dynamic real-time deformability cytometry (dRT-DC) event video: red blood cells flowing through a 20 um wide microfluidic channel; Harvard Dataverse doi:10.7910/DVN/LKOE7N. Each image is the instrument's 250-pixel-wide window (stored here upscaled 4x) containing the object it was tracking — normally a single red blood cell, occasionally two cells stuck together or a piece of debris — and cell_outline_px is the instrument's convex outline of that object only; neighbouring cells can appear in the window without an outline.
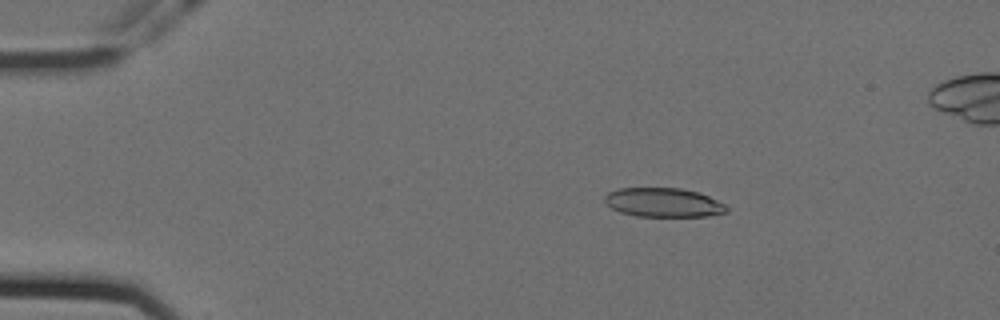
{"species": "Egyptian fruit bat (a non-hibernating species)", "species_latin": "Rousettus aegyptiacus", "temperature_condition": "cold", "stored_images_in_passage": 56, "camera_frame_rate_fps": 3000, "um_per_image_px": 0.085, "animal": {"sex": "female"}, "frame": {"image": 1, "passage_image": 10, "time_ms": 3.0, "image_size_px": [1000, 320], "cell_outline_px": [[728, 212], [708, 216], [636, 216], [620, 212], [612, 208], [604, 200], [604, 196], [608, 192], [620, 188], [680, 188], [696, 192], [708, 196], [724, 204], [728, 208]], "centroid_in_image_um": [56.38, 17.21], "position_along_channel_um": 28.6, "area_um2": 20.52}}
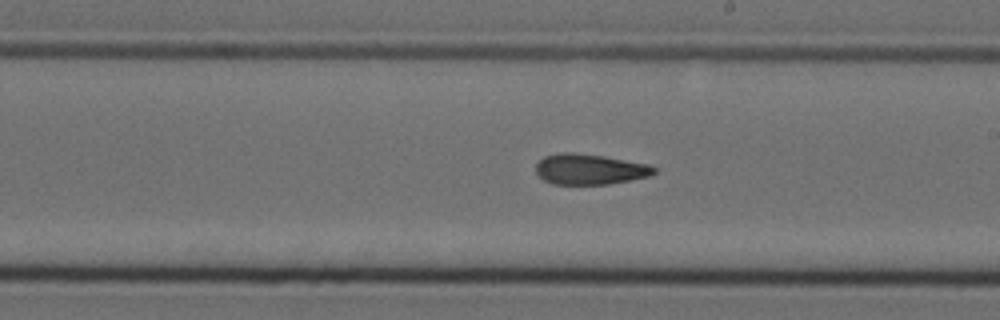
{"frame": {"image": 2, "passage_image": 33, "time_ms": 10.667, "image_size_px": [1000, 320], "cell_outline_px": [[656, 172], [652, 176], [632, 180], [608, 184], [552, 184], [544, 180], [536, 172], [536, 164], [544, 156], [564, 152], [576, 152], [604, 156], [648, 164], [656, 168]], "centroid_in_image_um": [50.15, 14.38], "position_along_channel_um": 238.8, "area_um2": 21.15}}
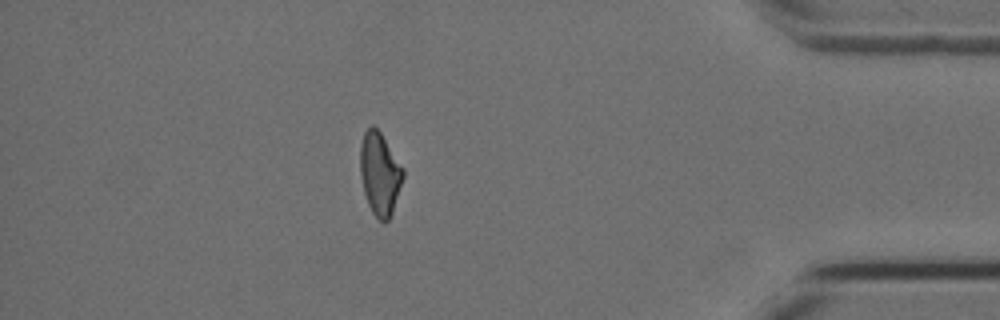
{"frame": {"image": 3, "passage_image": 50, "time_ms": 16.333, "image_size_px": [1000, 320], "cell_outline_px": [[404, 176], [392, 212], [388, 220], [384, 224], [372, 212], [368, 204], [364, 192], [360, 176], [360, 144], [364, 132], [372, 124], [380, 132], [404, 168]], "centroid_in_image_um": [32.27, 14.76], "position_along_channel_um": 402.9, "area_um2": 20.63}}